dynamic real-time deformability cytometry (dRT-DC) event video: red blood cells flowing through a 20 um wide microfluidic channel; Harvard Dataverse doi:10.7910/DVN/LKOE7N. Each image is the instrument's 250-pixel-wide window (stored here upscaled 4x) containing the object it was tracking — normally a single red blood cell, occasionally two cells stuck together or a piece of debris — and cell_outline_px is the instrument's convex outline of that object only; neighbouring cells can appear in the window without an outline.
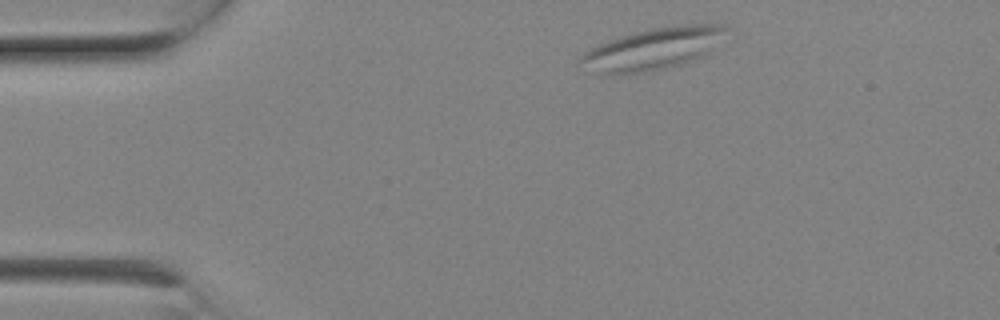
{"species": "Egyptian fruit bat (a non-hibernating species)", "species_latin": "Rousettus aegyptiacus", "temperature_condition": "room temperature", "stored_images_in_passage": 6, "camera_frame_rate_fps": 3000, "um_per_image_px": 0.085, "animal": {"sex": "female"}, "frame": {"image": 1, "passage_image": 1, "time_ms": 0.0, "image_size_px": [1000, 320], "cell_outline_px": [[728, 28], [708, 52], [700, 56], [680, 64], [648, 72], [628, 76], [604, 76], [580, 60], [580, 56], [588, 48], [608, 40], [620, 36], [652, 28], [672, 24], [724, 24]], "centroid_in_image_um": [55.45, 4.16], "position_along_channel_um": 29.5, "area_um2": 35.37}}